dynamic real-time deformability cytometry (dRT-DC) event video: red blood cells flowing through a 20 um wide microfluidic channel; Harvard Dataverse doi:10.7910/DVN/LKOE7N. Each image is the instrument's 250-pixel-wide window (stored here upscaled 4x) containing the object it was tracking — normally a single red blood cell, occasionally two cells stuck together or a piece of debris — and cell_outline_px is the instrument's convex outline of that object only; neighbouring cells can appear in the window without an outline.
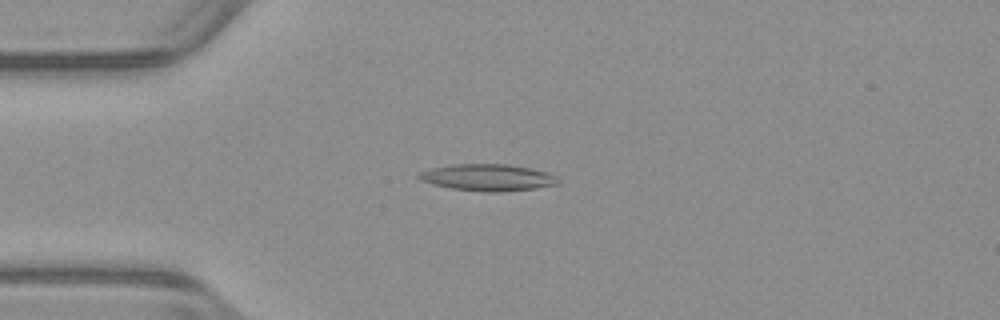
{"species": "common noctule bat (a hibernating species)", "species_latin": "Nyctalus noctula", "temperature_condition": "warm", "stored_images_in_passage": 51, "camera_frame_rate_fps": 3000, "um_per_image_px": 0.085, "animal": {"sex": "male", "body_mass_g": 23.1, "forearm_length_mm": 52.7}, "frame": {"image": 1, "passage_image": 12, "time_ms": 3.667, "image_size_px": [1000, 320], "cell_outline_px": [[560, 184], [536, 188], [496, 192], [488, 192], [452, 188], [432, 184], [420, 180], [416, 176], [420, 172], [432, 168], [452, 164], [508, 164], [528, 168], [544, 172], [556, 176], [560, 180]], "centroid_in_image_um": [41.45, 15.08], "position_along_channel_um": 43.5, "area_um2": 21.5}}
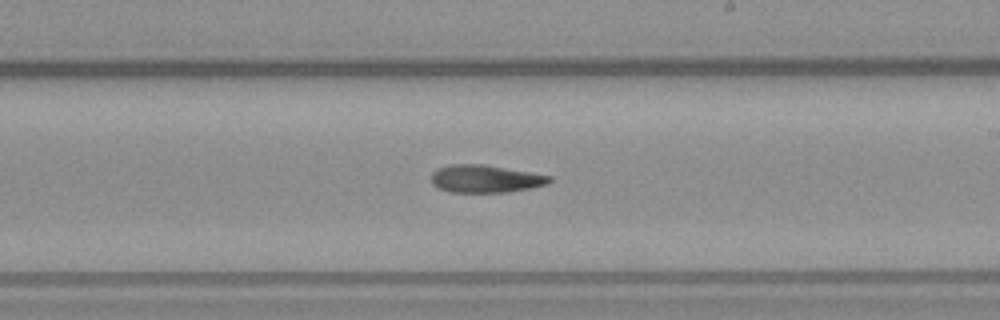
{"frame": {"image": 2, "passage_image": 29, "time_ms": 9.333, "image_size_px": [1000, 320], "cell_outline_px": [[552, 180], [548, 184], [528, 188], [504, 192], [448, 192], [432, 184], [432, 172], [436, 168], [452, 164], [484, 164], [552, 176]], "centroid_in_image_um": [41.24, 15.19], "position_along_channel_um": 247.8, "area_um2": 18.96}}
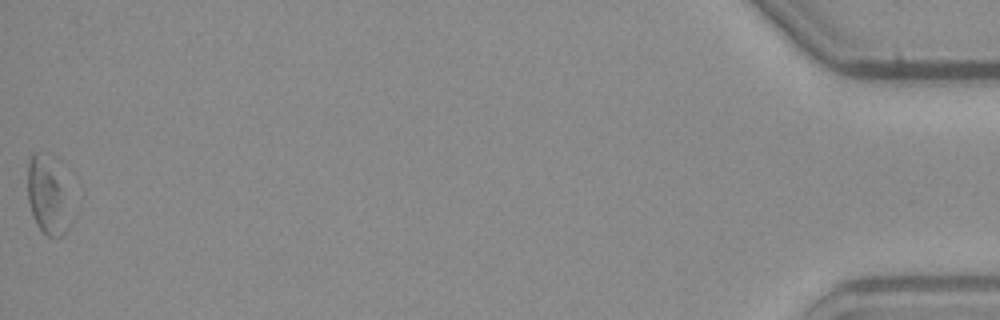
{"frame": {"image": 3, "passage_image": 51, "time_ms": 16.667, "image_size_px": [1000, 320], "cell_outline_px": [[64, 232], [60, 236], [48, 236], [36, 224], [28, 200], [28, 160], [36, 152], [40, 156], [60, 188], [64, 204]], "centroid_in_image_um": [3.84, 16.82], "position_along_channel_um": 431.4, "area_um2": 15.43}}